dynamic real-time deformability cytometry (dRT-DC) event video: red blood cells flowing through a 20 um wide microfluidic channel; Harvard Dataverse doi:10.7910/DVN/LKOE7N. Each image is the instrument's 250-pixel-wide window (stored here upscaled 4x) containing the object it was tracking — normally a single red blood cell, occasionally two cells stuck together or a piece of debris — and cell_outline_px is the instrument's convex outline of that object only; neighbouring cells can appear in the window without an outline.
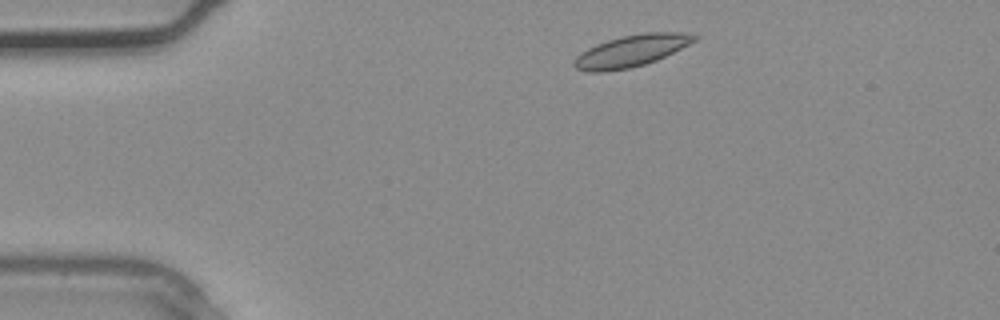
{"species": "common noctule bat (a hibernating species)", "species_latin": "Nyctalus noctula", "temperature_condition": "warm", "stored_images_in_passage": 3, "camera_frame_rate_fps": 3000, "um_per_image_px": 0.085, "animal": {"sex": "male", "body_mass_g": 20.4}, "frame": {"image": 1, "passage_image": 1, "time_ms": 0.0, "image_size_px": [1000, 320], "cell_outline_px": [[700, 36], [696, 40], [656, 60], [644, 64], [628, 68], [604, 72], [588, 72], [576, 68], [572, 64], [572, 60], [580, 52], [596, 44], [620, 36], [640, 32], [680, 32]], "centroid_in_image_um": [53.6, 4.32], "position_along_channel_um": 31.4, "area_um2": 22.2}}
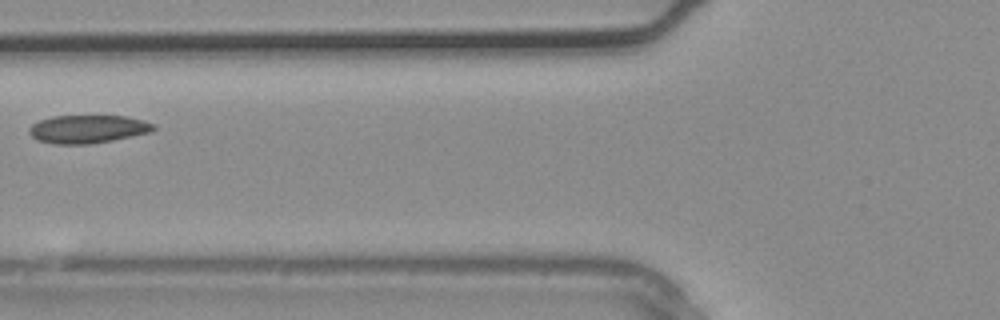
{"frame": {"image": 2, "passage_image": 3, "time_ms": 0.667, "image_size_px": [1000, 320], "cell_outline_px": [[156, 128], [152, 132], [112, 140], [88, 144], [52, 144], [36, 140], [28, 132], [28, 128], [32, 124], [40, 120], [52, 116], [124, 116], [144, 120], [156, 124]], "centroid_in_image_um": [7.46, 10.97], "position_along_channel_um": 118.3, "area_um2": 20.52}}